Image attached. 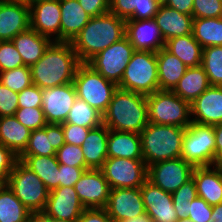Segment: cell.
Returning <instances> with one entry per match:
<instances>
[{"mask_svg": "<svg viewBox=\"0 0 222 222\" xmlns=\"http://www.w3.org/2000/svg\"><path fill=\"white\" fill-rule=\"evenodd\" d=\"M125 36L126 20L109 11L91 17L71 44L81 63H87L95 55Z\"/></svg>", "mask_w": 222, "mask_h": 222, "instance_id": "cell-2", "label": "cell"}, {"mask_svg": "<svg viewBox=\"0 0 222 222\" xmlns=\"http://www.w3.org/2000/svg\"><path fill=\"white\" fill-rule=\"evenodd\" d=\"M17 161L18 156H16L9 148L0 143V179L5 184H7L9 175Z\"/></svg>", "mask_w": 222, "mask_h": 222, "instance_id": "cell-49", "label": "cell"}, {"mask_svg": "<svg viewBox=\"0 0 222 222\" xmlns=\"http://www.w3.org/2000/svg\"><path fill=\"white\" fill-rule=\"evenodd\" d=\"M85 12L96 17L109 12V0H77Z\"/></svg>", "mask_w": 222, "mask_h": 222, "instance_id": "cell-51", "label": "cell"}, {"mask_svg": "<svg viewBox=\"0 0 222 222\" xmlns=\"http://www.w3.org/2000/svg\"><path fill=\"white\" fill-rule=\"evenodd\" d=\"M14 116L22 125L31 131L41 129L47 124L41 107L18 108Z\"/></svg>", "mask_w": 222, "mask_h": 222, "instance_id": "cell-41", "label": "cell"}, {"mask_svg": "<svg viewBox=\"0 0 222 222\" xmlns=\"http://www.w3.org/2000/svg\"><path fill=\"white\" fill-rule=\"evenodd\" d=\"M84 210L74 186H60L49 192L44 212L52 219L77 220Z\"/></svg>", "mask_w": 222, "mask_h": 222, "instance_id": "cell-18", "label": "cell"}, {"mask_svg": "<svg viewBox=\"0 0 222 222\" xmlns=\"http://www.w3.org/2000/svg\"><path fill=\"white\" fill-rule=\"evenodd\" d=\"M103 124L114 131L140 134L148 125L146 95L118 87L103 113Z\"/></svg>", "mask_w": 222, "mask_h": 222, "instance_id": "cell-3", "label": "cell"}, {"mask_svg": "<svg viewBox=\"0 0 222 222\" xmlns=\"http://www.w3.org/2000/svg\"><path fill=\"white\" fill-rule=\"evenodd\" d=\"M109 128L102 124L89 131L81 145L86 166L89 169H100L107 159V142Z\"/></svg>", "mask_w": 222, "mask_h": 222, "instance_id": "cell-28", "label": "cell"}, {"mask_svg": "<svg viewBox=\"0 0 222 222\" xmlns=\"http://www.w3.org/2000/svg\"><path fill=\"white\" fill-rule=\"evenodd\" d=\"M159 7L156 0H109V11L124 20L153 19Z\"/></svg>", "mask_w": 222, "mask_h": 222, "instance_id": "cell-30", "label": "cell"}, {"mask_svg": "<svg viewBox=\"0 0 222 222\" xmlns=\"http://www.w3.org/2000/svg\"><path fill=\"white\" fill-rule=\"evenodd\" d=\"M207 222H222V203L212 206V214Z\"/></svg>", "mask_w": 222, "mask_h": 222, "instance_id": "cell-56", "label": "cell"}, {"mask_svg": "<svg viewBox=\"0 0 222 222\" xmlns=\"http://www.w3.org/2000/svg\"><path fill=\"white\" fill-rule=\"evenodd\" d=\"M18 160H20L26 167L37 174V176L43 181L49 192L60 187V164L57 160L56 155H20L18 157Z\"/></svg>", "mask_w": 222, "mask_h": 222, "instance_id": "cell-31", "label": "cell"}, {"mask_svg": "<svg viewBox=\"0 0 222 222\" xmlns=\"http://www.w3.org/2000/svg\"><path fill=\"white\" fill-rule=\"evenodd\" d=\"M56 157L59 164L88 168L80 146L64 143L61 148L56 151Z\"/></svg>", "mask_w": 222, "mask_h": 222, "instance_id": "cell-43", "label": "cell"}, {"mask_svg": "<svg viewBox=\"0 0 222 222\" xmlns=\"http://www.w3.org/2000/svg\"><path fill=\"white\" fill-rule=\"evenodd\" d=\"M11 41L20 53L24 65L29 67L41 59L45 50L53 42L52 39L44 35H40L31 28L18 33Z\"/></svg>", "mask_w": 222, "mask_h": 222, "instance_id": "cell-26", "label": "cell"}, {"mask_svg": "<svg viewBox=\"0 0 222 222\" xmlns=\"http://www.w3.org/2000/svg\"><path fill=\"white\" fill-rule=\"evenodd\" d=\"M42 107V89L32 84L18 92V108Z\"/></svg>", "mask_w": 222, "mask_h": 222, "instance_id": "cell-46", "label": "cell"}, {"mask_svg": "<svg viewBox=\"0 0 222 222\" xmlns=\"http://www.w3.org/2000/svg\"><path fill=\"white\" fill-rule=\"evenodd\" d=\"M29 28V5L20 1L0 0V41H10Z\"/></svg>", "mask_w": 222, "mask_h": 222, "instance_id": "cell-20", "label": "cell"}, {"mask_svg": "<svg viewBox=\"0 0 222 222\" xmlns=\"http://www.w3.org/2000/svg\"><path fill=\"white\" fill-rule=\"evenodd\" d=\"M192 177L195 181L197 196L210 206L222 203V170L212 166H196Z\"/></svg>", "mask_w": 222, "mask_h": 222, "instance_id": "cell-23", "label": "cell"}, {"mask_svg": "<svg viewBox=\"0 0 222 222\" xmlns=\"http://www.w3.org/2000/svg\"><path fill=\"white\" fill-rule=\"evenodd\" d=\"M76 222H112L104 208L85 209Z\"/></svg>", "mask_w": 222, "mask_h": 222, "instance_id": "cell-52", "label": "cell"}, {"mask_svg": "<svg viewBox=\"0 0 222 222\" xmlns=\"http://www.w3.org/2000/svg\"><path fill=\"white\" fill-rule=\"evenodd\" d=\"M212 214V206H210L204 199L196 197L192 200L189 208L188 218L194 222H207Z\"/></svg>", "mask_w": 222, "mask_h": 222, "instance_id": "cell-48", "label": "cell"}, {"mask_svg": "<svg viewBox=\"0 0 222 222\" xmlns=\"http://www.w3.org/2000/svg\"><path fill=\"white\" fill-rule=\"evenodd\" d=\"M74 188L85 209L105 208L107 205L110 187L100 169L84 171Z\"/></svg>", "mask_w": 222, "mask_h": 222, "instance_id": "cell-15", "label": "cell"}, {"mask_svg": "<svg viewBox=\"0 0 222 222\" xmlns=\"http://www.w3.org/2000/svg\"><path fill=\"white\" fill-rule=\"evenodd\" d=\"M215 133V157L212 166L222 170V123L213 126Z\"/></svg>", "mask_w": 222, "mask_h": 222, "instance_id": "cell-53", "label": "cell"}, {"mask_svg": "<svg viewBox=\"0 0 222 222\" xmlns=\"http://www.w3.org/2000/svg\"><path fill=\"white\" fill-rule=\"evenodd\" d=\"M100 170L110 189L140 188L148 175L143 159L107 158Z\"/></svg>", "mask_w": 222, "mask_h": 222, "instance_id": "cell-10", "label": "cell"}, {"mask_svg": "<svg viewBox=\"0 0 222 222\" xmlns=\"http://www.w3.org/2000/svg\"><path fill=\"white\" fill-rule=\"evenodd\" d=\"M146 214L153 222H177L178 217L172 200V193L146 180L140 187Z\"/></svg>", "mask_w": 222, "mask_h": 222, "instance_id": "cell-17", "label": "cell"}, {"mask_svg": "<svg viewBox=\"0 0 222 222\" xmlns=\"http://www.w3.org/2000/svg\"><path fill=\"white\" fill-rule=\"evenodd\" d=\"M118 87L146 96L159 90L156 52L135 51Z\"/></svg>", "mask_w": 222, "mask_h": 222, "instance_id": "cell-6", "label": "cell"}, {"mask_svg": "<svg viewBox=\"0 0 222 222\" xmlns=\"http://www.w3.org/2000/svg\"><path fill=\"white\" fill-rule=\"evenodd\" d=\"M126 37L135 51L158 52L165 40L155 19L126 20Z\"/></svg>", "mask_w": 222, "mask_h": 222, "instance_id": "cell-19", "label": "cell"}, {"mask_svg": "<svg viewBox=\"0 0 222 222\" xmlns=\"http://www.w3.org/2000/svg\"><path fill=\"white\" fill-rule=\"evenodd\" d=\"M215 157L213 125L191 123L185 130L181 158L196 166H212Z\"/></svg>", "mask_w": 222, "mask_h": 222, "instance_id": "cell-9", "label": "cell"}, {"mask_svg": "<svg viewBox=\"0 0 222 222\" xmlns=\"http://www.w3.org/2000/svg\"><path fill=\"white\" fill-rule=\"evenodd\" d=\"M193 1L194 0H168L165 5L180 13L192 16Z\"/></svg>", "mask_w": 222, "mask_h": 222, "instance_id": "cell-54", "label": "cell"}, {"mask_svg": "<svg viewBox=\"0 0 222 222\" xmlns=\"http://www.w3.org/2000/svg\"><path fill=\"white\" fill-rule=\"evenodd\" d=\"M30 213L5 184L0 190V222H27Z\"/></svg>", "mask_w": 222, "mask_h": 222, "instance_id": "cell-36", "label": "cell"}, {"mask_svg": "<svg viewBox=\"0 0 222 222\" xmlns=\"http://www.w3.org/2000/svg\"><path fill=\"white\" fill-rule=\"evenodd\" d=\"M30 7V28L53 41L61 42L60 0L37 1ZM57 35V36H56Z\"/></svg>", "mask_w": 222, "mask_h": 222, "instance_id": "cell-16", "label": "cell"}, {"mask_svg": "<svg viewBox=\"0 0 222 222\" xmlns=\"http://www.w3.org/2000/svg\"><path fill=\"white\" fill-rule=\"evenodd\" d=\"M4 185L5 183L0 179V190L3 188Z\"/></svg>", "mask_w": 222, "mask_h": 222, "instance_id": "cell-62", "label": "cell"}, {"mask_svg": "<svg viewBox=\"0 0 222 222\" xmlns=\"http://www.w3.org/2000/svg\"><path fill=\"white\" fill-rule=\"evenodd\" d=\"M31 130L22 125L15 116L0 117V143L20 156L27 147Z\"/></svg>", "mask_w": 222, "mask_h": 222, "instance_id": "cell-32", "label": "cell"}, {"mask_svg": "<svg viewBox=\"0 0 222 222\" xmlns=\"http://www.w3.org/2000/svg\"><path fill=\"white\" fill-rule=\"evenodd\" d=\"M37 1H42V0H25V3L27 5H31V4H33V3L37 2Z\"/></svg>", "mask_w": 222, "mask_h": 222, "instance_id": "cell-59", "label": "cell"}, {"mask_svg": "<svg viewBox=\"0 0 222 222\" xmlns=\"http://www.w3.org/2000/svg\"><path fill=\"white\" fill-rule=\"evenodd\" d=\"M165 42L171 38L192 34L193 17L160 5L154 17Z\"/></svg>", "mask_w": 222, "mask_h": 222, "instance_id": "cell-24", "label": "cell"}, {"mask_svg": "<svg viewBox=\"0 0 222 222\" xmlns=\"http://www.w3.org/2000/svg\"><path fill=\"white\" fill-rule=\"evenodd\" d=\"M104 209L112 222L133 219L146 214L141 188L110 189Z\"/></svg>", "mask_w": 222, "mask_h": 222, "instance_id": "cell-13", "label": "cell"}, {"mask_svg": "<svg viewBox=\"0 0 222 222\" xmlns=\"http://www.w3.org/2000/svg\"><path fill=\"white\" fill-rule=\"evenodd\" d=\"M0 83L15 92H21L30 87L32 83L31 69L22 66L12 70L0 72Z\"/></svg>", "mask_w": 222, "mask_h": 222, "instance_id": "cell-40", "label": "cell"}, {"mask_svg": "<svg viewBox=\"0 0 222 222\" xmlns=\"http://www.w3.org/2000/svg\"><path fill=\"white\" fill-rule=\"evenodd\" d=\"M159 90L172 91L187 70L181 60L165 47L156 52Z\"/></svg>", "mask_w": 222, "mask_h": 222, "instance_id": "cell-29", "label": "cell"}, {"mask_svg": "<svg viewBox=\"0 0 222 222\" xmlns=\"http://www.w3.org/2000/svg\"><path fill=\"white\" fill-rule=\"evenodd\" d=\"M65 123L93 129L103 124V114L77 97Z\"/></svg>", "mask_w": 222, "mask_h": 222, "instance_id": "cell-37", "label": "cell"}, {"mask_svg": "<svg viewBox=\"0 0 222 222\" xmlns=\"http://www.w3.org/2000/svg\"><path fill=\"white\" fill-rule=\"evenodd\" d=\"M165 48L188 68L201 66L203 48L193 34L171 38L165 42Z\"/></svg>", "mask_w": 222, "mask_h": 222, "instance_id": "cell-34", "label": "cell"}, {"mask_svg": "<svg viewBox=\"0 0 222 222\" xmlns=\"http://www.w3.org/2000/svg\"><path fill=\"white\" fill-rule=\"evenodd\" d=\"M186 128L148 123L140 133L143 160L147 167L169 159L181 158Z\"/></svg>", "mask_w": 222, "mask_h": 222, "instance_id": "cell-4", "label": "cell"}, {"mask_svg": "<svg viewBox=\"0 0 222 222\" xmlns=\"http://www.w3.org/2000/svg\"><path fill=\"white\" fill-rule=\"evenodd\" d=\"M208 76L202 66L187 68L183 77L172 90L190 104L210 87Z\"/></svg>", "mask_w": 222, "mask_h": 222, "instance_id": "cell-33", "label": "cell"}, {"mask_svg": "<svg viewBox=\"0 0 222 222\" xmlns=\"http://www.w3.org/2000/svg\"><path fill=\"white\" fill-rule=\"evenodd\" d=\"M18 109V92L0 83V117L14 116Z\"/></svg>", "mask_w": 222, "mask_h": 222, "instance_id": "cell-45", "label": "cell"}, {"mask_svg": "<svg viewBox=\"0 0 222 222\" xmlns=\"http://www.w3.org/2000/svg\"><path fill=\"white\" fill-rule=\"evenodd\" d=\"M65 143L61 124L47 123L31 131L26 149L21 155L53 156Z\"/></svg>", "mask_w": 222, "mask_h": 222, "instance_id": "cell-22", "label": "cell"}, {"mask_svg": "<svg viewBox=\"0 0 222 222\" xmlns=\"http://www.w3.org/2000/svg\"><path fill=\"white\" fill-rule=\"evenodd\" d=\"M76 95L91 107L104 113L118 86L105 79L87 63H81L73 80Z\"/></svg>", "mask_w": 222, "mask_h": 222, "instance_id": "cell-7", "label": "cell"}, {"mask_svg": "<svg viewBox=\"0 0 222 222\" xmlns=\"http://www.w3.org/2000/svg\"><path fill=\"white\" fill-rule=\"evenodd\" d=\"M196 197L197 190L193 177L172 193V200L178 220L188 217L190 205Z\"/></svg>", "mask_w": 222, "mask_h": 222, "instance_id": "cell-39", "label": "cell"}, {"mask_svg": "<svg viewBox=\"0 0 222 222\" xmlns=\"http://www.w3.org/2000/svg\"><path fill=\"white\" fill-rule=\"evenodd\" d=\"M7 185L31 212L44 211L49 195L43 181L18 160L9 175Z\"/></svg>", "mask_w": 222, "mask_h": 222, "instance_id": "cell-8", "label": "cell"}, {"mask_svg": "<svg viewBox=\"0 0 222 222\" xmlns=\"http://www.w3.org/2000/svg\"><path fill=\"white\" fill-rule=\"evenodd\" d=\"M53 222H76V220L53 219Z\"/></svg>", "mask_w": 222, "mask_h": 222, "instance_id": "cell-58", "label": "cell"}, {"mask_svg": "<svg viewBox=\"0 0 222 222\" xmlns=\"http://www.w3.org/2000/svg\"><path fill=\"white\" fill-rule=\"evenodd\" d=\"M119 157L143 159L140 134L109 129L107 158Z\"/></svg>", "mask_w": 222, "mask_h": 222, "instance_id": "cell-27", "label": "cell"}, {"mask_svg": "<svg viewBox=\"0 0 222 222\" xmlns=\"http://www.w3.org/2000/svg\"><path fill=\"white\" fill-rule=\"evenodd\" d=\"M222 16L221 0H194L192 17L196 18H218Z\"/></svg>", "mask_w": 222, "mask_h": 222, "instance_id": "cell-44", "label": "cell"}, {"mask_svg": "<svg viewBox=\"0 0 222 222\" xmlns=\"http://www.w3.org/2000/svg\"><path fill=\"white\" fill-rule=\"evenodd\" d=\"M116 222H153V220L147 214H144L142 216H139L133 219L120 220Z\"/></svg>", "mask_w": 222, "mask_h": 222, "instance_id": "cell-57", "label": "cell"}, {"mask_svg": "<svg viewBox=\"0 0 222 222\" xmlns=\"http://www.w3.org/2000/svg\"><path fill=\"white\" fill-rule=\"evenodd\" d=\"M177 222H194V221L191 220V219H189V218L187 217V218H184V219L178 220Z\"/></svg>", "mask_w": 222, "mask_h": 222, "instance_id": "cell-60", "label": "cell"}, {"mask_svg": "<svg viewBox=\"0 0 222 222\" xmlns=\"http://www.w3.org/2000/svg\"><path fill=\"white\" fill-rule=\"evenodd\" d=\"M86 170H89V168L72 167L69 165L60 164L59 165L60 186L73 187L75 183L79 180L83 172Z\"/></svg>", "mask_w": 222, "mask_h": 222, "instance_id": "cell-50", "label": "cell"}, {"mask_svg": "<svg viewBox=\"0 0 222 222\" xmlns=\"http://www.w3.org/2000/svg\"><path fill=\"white\" fill-rule=\"evenodd\" d=\"M27 222H53L44 211L31 212Z\"/></svg>", "mask_w": 222, "mask_h": 222, "instance_id": "cell-55", "label": "cell"}, {"mask_svg": "<svg viewBox=\"0 0 222 222\" xmlns=\"http://www.w3.org/2000/svg\"><path fill=\"white\" fill-rule=\"evenodd\" d=\"M24 66L22 57L17 51L14 43L0 41V72L12 70Z\"/></svg>", "mask_w": 222, "mask_h": 222, "instance_id": "cell-42", "label": "cell"}, {"mask_svg": "<svg viewBox=\"0 0 222 222\" xmlns=\"http://www.w3.org/2000/svg\"><path fill=\"white\" fill-rule=\"evenodd\" d=\"M61 42H72L91 19L77 0H60Z\"/></svg>", "mask_w": 222, "mask_h": 222, "instance_id": "cell-25", "label": "cell"}, {"mask_svg": "<svg viewBox=\"0 0 222 222\" xmlns=\"http://www.w3.org/2000/svg\"><path fill=\"white\" fill-rule=\"evenodd\" d=\"M148 123L187 128L191 123V104L173 91L157 90L147 95Z\"/></svg>", "mask_w": 222, "mask_h": 222, "instance_id": "cell-5", "label": "cell"}, {"mask_svg": "<svg viewBox=\"0 0 222 222\" xmlns=\"http://www.w3.org/2000/svg\"><path fill=\"white\" fill-rule=\"evenodd\" d=\"M134 52V47L125 36L120 41L113 43L95 55L87 64L99 72L105 79L118 86Z\"/></svg>", "mask_w": 222, "mask_h": 222, "instance_id": "cell-11", "label": "cell"}, {"mask_svg": "<svg viewBox=\"0 0 222 222\" xmlns=\"http://www.w3.org/2000/svg\"><path fill=\"white\" fill-rule=\"evenodd\" d=\"M192 34L202 46H222V18L193 19Z\"/></svg>", "mask_w": 222, "mask_h": 222, "instance_id": "cell-35", "label": "cell"}, {"mask_svg": "<svg viewBox=\"0 0 222 222\" xmlns=\"http://www.w3.org/2000/svg\"><path fill=\"white\" fill-rule=\"evenodd\" d=\"M210 85L222 86V46L203 48L202 63Z\"/></svg>", "mask_w": 222, "mask_h": 222, "instance_id": "cell-38", "label": "cell"}, {"mask_svg": "<svg viewBox=\"0 0 222 222\" xmlns=\"http://www.w3.org/2000/svg\"><path fill=\"white\" fill-rule=\"evenodd\" d=\"M65 143L80 146L84 143L91 128L78 126L70 123H62Z\"/></svg>", "mask_w": 222, "mask_h": 222, "instance_id": "cell-47", "label": "cell"}, {"mask_svg": "<svg viewBox=\"0 0 222 222\" xmlns=\"http://www.w3.org/2000/svg\"><path fill=\"white\" fill-rule=\"evenodd\" d=\"M193 123L216 125L222 123V86H210L191 104Z\"/></svg>", "mask_w": 222, "mask_h": 222, "instance_id": "cell-21", "label": "cell"}, {"mask_svg": "<svg viewBox=\"0 0 222 222\" xmlns=\"http://www.w3.org/2000/svg\"><path fill=\"white\" fill-rule=\"evenodd\" d=\"M80 64L71 42L53 41L30 67L32 83L41 89L73 83Z\"/></svg>", "mask_w": 222, "mask_h": 222, "instance_id": "cell-1", "label": "cell"}, {"mask_svg": "<svg viewBox=\"0 0 222 222\" xmlns=\"http://www.w3.org/2000/svg\"><path fill=\"white\" fill-rule=\"evenodd\" d=\"M76 98L73 83L42 89L41 108L47 123H64Z\"/></svg>", "mask_w": 222, "mask_h": 222, "instance_id": "cell-14", "label": "cell"}, {"mask_svg": "<svg viewBox=\"0 0 222 222\" xmlns=\"http://www.w3.org/2000/svg\"><path fill=\"white\" fill-rule=\"evenodd\" d=\"M194 168L183 158L160 161L148 166L147 180L165 192L173 193L192 178Z\"/></svg>", "mask_w": 222, "mask_h": 222, "instance_id": "cell-12", "label": "cell"}, {"mask_svg": "<svg viewBox=\"0 0 222 222\" xmlns=\"http://www.w3.org/2000/svg\"><path fill=\"white\" fill-rule=\"evenodd\" d=\"M4 1H20V2H24L25 3V0H4Z\"/></svg>", "mask_w": 222, "mask_h": 222, "instance_id": "cell-63", "label": "cell"}, {"mask_svg": "<svg viewBox=\"0 0 222 222\" xmlns=\"http://www.w3.org/2000/svg\"><path fill=\"white\" fill-rule=\"evenodd\" d=\"M160 5H165L168 0H156Z\"/></svg>", "mask_w": 222, "mask_h": 222, "instance_id": "cell-61", "label": "cell"}]
</instances>
